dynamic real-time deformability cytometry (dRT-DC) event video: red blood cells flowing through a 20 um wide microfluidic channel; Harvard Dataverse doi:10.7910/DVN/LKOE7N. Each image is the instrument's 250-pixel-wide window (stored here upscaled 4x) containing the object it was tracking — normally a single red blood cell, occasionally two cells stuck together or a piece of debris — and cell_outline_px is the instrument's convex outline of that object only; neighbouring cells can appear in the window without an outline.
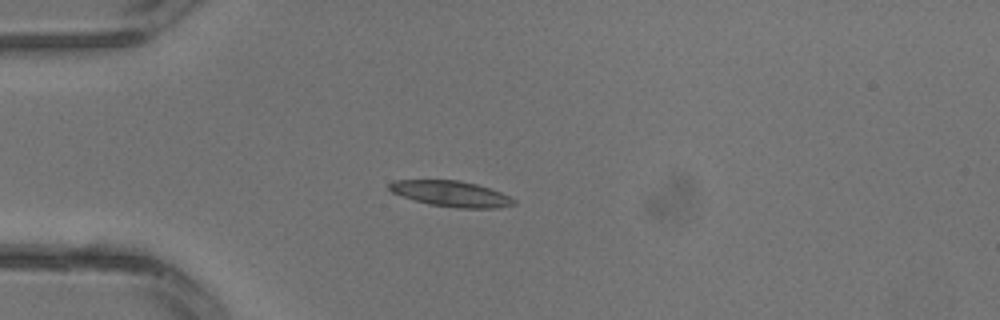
{"species": "common noctule bat (a hibernating species)", "species_latin": "Nyctalus noctula", "temperature_condition": "warm", "stored_images_in_passage": 2, "camera_frame_rate_fps": 3000, "um_per_image_px": 0.085, "animal": {"sex": "male", "body_mass_g": 13.3}, "frame": {"image": 1, "passage_image": 2, "time_ms": 0.333, "image_size_px": [1000, 320], "cell_outline_px": [[516, 204], [496, 208], [456, 208], [428, 204], [392, 192], [388, 188], [388, 184], [396, 180], [460, 180], [476, 184], [500, 192], [516, 200]], "centroid_in_image_um": [38.35, 16.47], "position_along_channel_um": 46.6, "area_um2": 18.5}}